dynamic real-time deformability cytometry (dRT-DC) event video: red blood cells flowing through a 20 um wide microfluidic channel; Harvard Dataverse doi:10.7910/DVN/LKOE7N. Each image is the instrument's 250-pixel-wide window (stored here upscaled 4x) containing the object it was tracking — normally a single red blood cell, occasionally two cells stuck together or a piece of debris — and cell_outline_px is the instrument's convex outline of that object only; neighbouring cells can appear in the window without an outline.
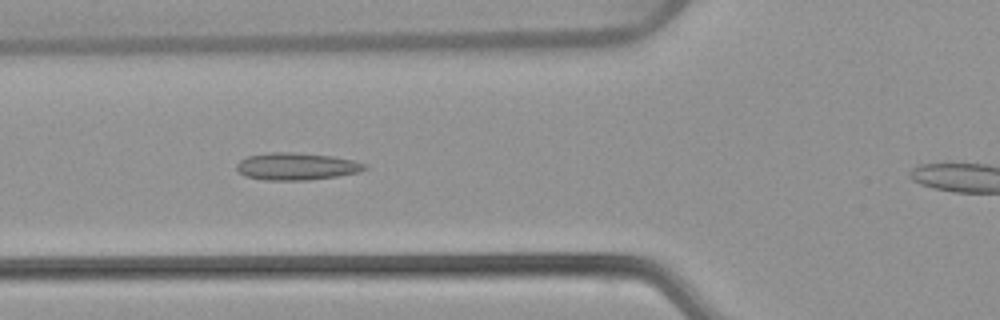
{"species": "common noctule bat (a hibernating species)", "species_latin": "Nyctalus noctula", "temperature_condition": "warm", "stored_images_in_passage": 40, "camera_frame_rate_fps": 3000, "um_per_image_px": 0.085, "animal": {"sex": "female", "body_mass_g": 22.7, "forearm_length_mm": 54.2}, "frame": {"image": 1, "passage_image": 14, "time_ms": 4.333, "image_size_px": [1000, 320], "cell_outline_px": [[368, 168], [356, 172], [336, 176], [308, 180], [264, 180], [244, 176], [236, 168], [236, 164], [240, 160], [248, 156], [268, 152], [292, 152], [332, 156], [352, 160], [368, 164]], "centroid_in_image_um": [25.18, 14.14], "position_along_channel_um": 100.6, "area_um2": 20.29}}
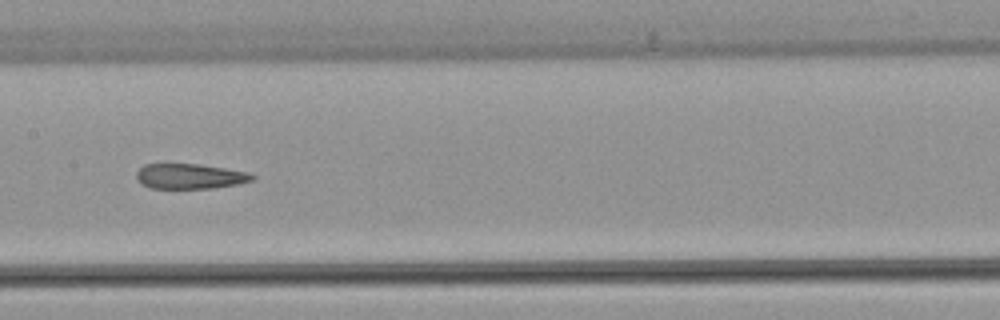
{"frame": {"image": 2, "passage_image": 21, "time_ms": 6.667, "image_size_px": [1000, 320], "cell_outline_px": [[256, 180], [236, 184], [212, 188], [152, 188], [136, 180], [136, 172], [144, 164], [200, 164], [248, 172], [256, 176]], "centroid_in_image_um": [16.16, 14.98], "position_along_channel_um": 191.2, "area_um2": 16.94}}
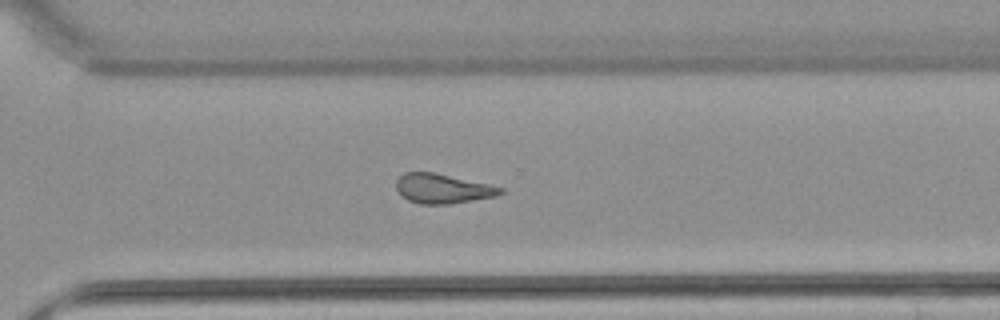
{"frame": {"image": 3, "passage_image": 32, "time_ms": 10.333, "image_size_px": [1000, 320], "cell_outline_px": [[504, 192], [496, 196], [452, 204], [420, 204], [408, 200], [400, 196], [396, 188], [396, 180], [404, 172], [432, 172], [488, 184], [504, 188]], "centroid_in_image_um": [37.6, 16.04], "position_along_channel_um": 333.0, "area_um2": 17.98}}